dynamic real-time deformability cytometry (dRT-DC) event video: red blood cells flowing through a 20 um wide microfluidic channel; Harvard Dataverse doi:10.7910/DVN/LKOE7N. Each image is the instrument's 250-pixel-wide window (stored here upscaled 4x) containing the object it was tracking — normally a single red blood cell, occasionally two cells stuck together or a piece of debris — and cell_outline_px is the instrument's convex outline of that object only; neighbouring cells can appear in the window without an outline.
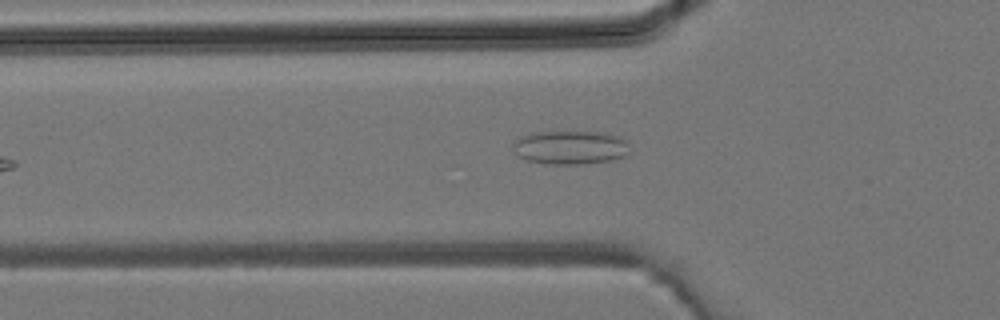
{"species": "common noctule bat (a hibernating species)", "species_latin": "Nyctalus noctula", "temperature_condition": "room temperature", "stored_images_in_passage": 4, "camera_frame_rate_fps": 3000, "um_per_image_px": 0.085, "animal": {"sex": "male", "body_mass_g": 19.2, "forearm_length_mm": 51.8}, "frame": {"image": 1, "passage_image": 4, "time_ms": 1.0, "image_size_px": [1000, 320], "cell_outline_px": [[628, 152], [624, 156], [612, 160], [584, 164], [548, 164], [528, 160], [516, 156], [512, 148], [512, 144], [520, 136], [532, 132], [564, 128], [604, 132], [620, 136], [628, 140]], "centroid_in_image_um": [48.45, 12.47], "position_along_channel_um": 77.3, "area_um2": 24.28}}